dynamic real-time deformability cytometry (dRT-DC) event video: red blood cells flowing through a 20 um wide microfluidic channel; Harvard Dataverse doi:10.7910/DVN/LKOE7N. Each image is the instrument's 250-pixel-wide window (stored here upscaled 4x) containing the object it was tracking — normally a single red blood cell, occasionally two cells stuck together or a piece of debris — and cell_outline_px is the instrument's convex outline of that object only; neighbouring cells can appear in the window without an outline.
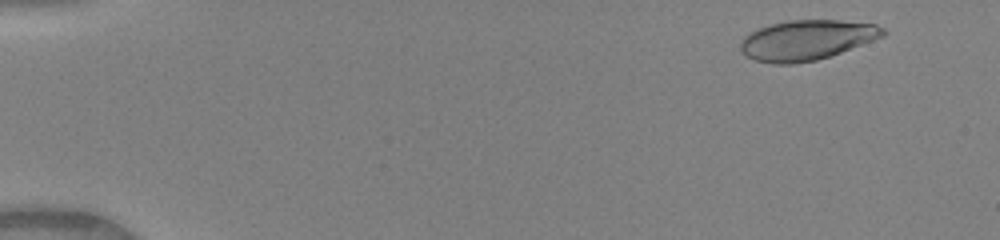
{"species": "human", "species_latin": "Homo sapiens", "temperature_condition": "warm", "stored_images_in_passage": 49, "camera_frame_rate_fps": 3000, "um_per_image_px": 0.085, "donor": {"sex": "female"}, "frame": {"image": 1, "passage_image": 4, "time_ms": 1.0, "image_size_px": [1000, 240], "cell_outline_px": [[888, 32], [884, 36], [840, 52], [816, 60], [792, 64], [772, 64], [756, 60], [748, 56], [740, 48], [740, 40], [748, 32], [772, 24], [788, 20], [840, 20], [876, 24], [884, 28]], "centroid_in_image_um": [68.57, 3.39], "position_along_channel_um": 16.4, "area_um2": 33.12}}
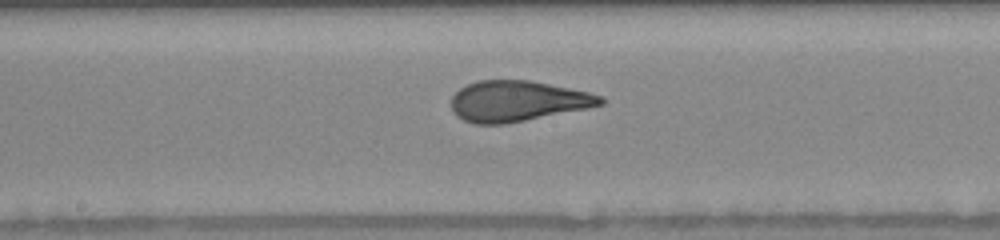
{"frame": {"image": 2, "passage_image": 27, "time_ms": 8.667, "image_size_px": [1000, 240], "cell_outline_px": [[604, 104], [588, 108], [504, 124], [476, 124], [464, 120], [456, 116], [452, 112], [452, 96], [460, 88], [476, 80], [532, 80], [588, 92], [600, 96], [604, 100]], "centroid_in_image_um": [43.96, 8.59], "position_along_channel_um": 204.2, "area_um2": 35.26}}
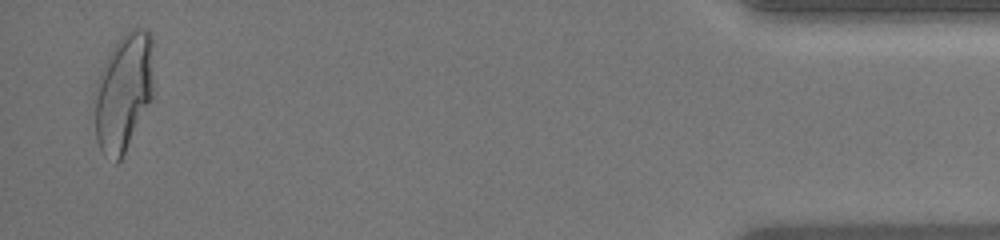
{"frame": {"image": 3, "passage_image": 48, "time_ms": 15.667, "image_size_px": [1000, 240], "cell_outline_px": [[152, 96], [120, 160], [116, 164], [104, 156], [96, 140], [96, 80], [112, 48], [132, 28], [144, 28], [152, 32]], "centroid_in_image_um": [10.5, 7.82], "position_along_channel_um": 424.7, "area_um2": 39.65}, "authors_computed_cell_mechanics": {"area_um2": 35.1424, "velocity_mm_per_s": 4.1588, "shape_relaxation_time_tau1_ms": 7.1973, "shape_relaxation_time_tau2_ms": 0.8749, "deformation_change_tau1": 0.2998, "deformation_change_tau2": 0.0826}}